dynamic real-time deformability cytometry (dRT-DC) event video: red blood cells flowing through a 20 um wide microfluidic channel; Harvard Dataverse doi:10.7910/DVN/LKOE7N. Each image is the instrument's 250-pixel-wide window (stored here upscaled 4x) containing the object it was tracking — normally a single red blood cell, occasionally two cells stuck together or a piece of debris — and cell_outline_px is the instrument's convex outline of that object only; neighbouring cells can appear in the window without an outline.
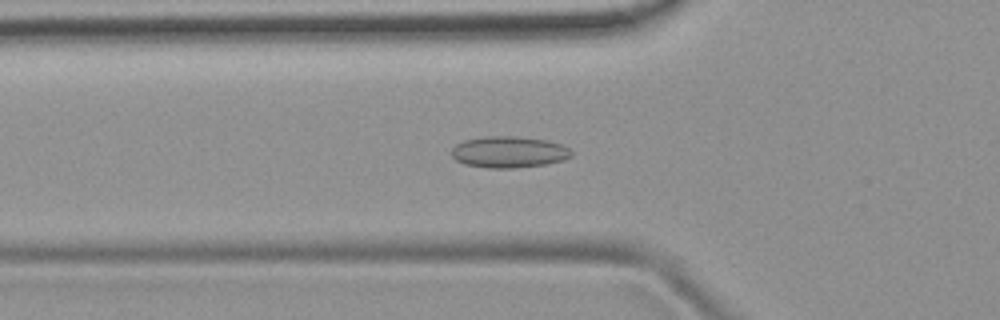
{"species": "common noctule bat (a hibernating species)", "species_latin": "Nyctalus noctula", "temperature_condition": "room temperature", "stored_images_in_passage": 51, "camera_frame_rate_fps": 3000, "um_per_image_px": 0.085, "animal": {"sex": "female", "body_mass_g": 19.9}, "frame": {"image": 1, "passage_image": 18, "time_ms": 5.667, "image_size_px": [1000, 320], "cell_outline_px": [[572, 156], [564, 160], [544, 164], [516, 168], [488, 168], [464, 164], [456, 160], [452, 156], [452, 148], [456, 144], [464, 140], [484, 136], [512, 136], [548, 140], [560, 144], [568, 148], [572, 152]], "centroid_in_image_um": [43.24, 12.92], "position_along_channel_um": 82.6, "area_um2": 21.96}}
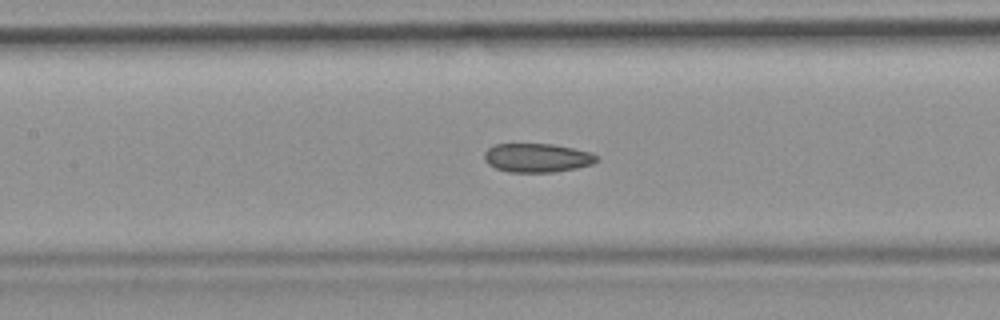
{"frame": {"image": 2, "passage_image": 24, "time_ms": 7.667, "image_size_px": [1000, 320], "cell_outline_px": [[596, 160], [592, 164], [576, 168], [552, 172], [508, 172], [496, 168], [488, 164], [484, 160], [484, 152], [488, 148], [496, 144], [552, 144], [592, 152], [596, 156]], "centroid_in_image_um": [45.62, 13.41], "position_along_channel_um": 161.8, "area_um2": 18.79}}
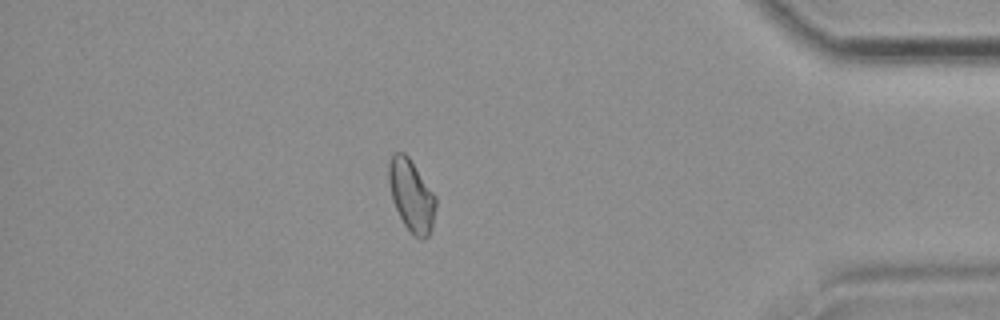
{"frame": {"image": 3, "passage_image": 45, "time_ms": 14.667, "image_size_px": [1000, 320], "cell_outline_px": [[436, 204], [432, 228], [428, 236], [424, 240], [420, 240], [404, 224], [392, 200], [388, 180], [388, 164], [392, 156], [396, 152], [404, 152], [408, 156], [436, 196]], "centroid_in_image_um": [34.97, 16.61], "position_along_channel_um": 400.2, "area_um2": 19.54}, "authors_computed_cell_mechanics": {"area_um2": 19.8254, "velocity_mm_per_s": 3.9402, "shape_relaxation_time_tau1_ms": null, "shape_relaxation_time_tau2_ms": 3.0194, "deformation_change_tau1": null, "deformation_change_tau2": 0.0788}}